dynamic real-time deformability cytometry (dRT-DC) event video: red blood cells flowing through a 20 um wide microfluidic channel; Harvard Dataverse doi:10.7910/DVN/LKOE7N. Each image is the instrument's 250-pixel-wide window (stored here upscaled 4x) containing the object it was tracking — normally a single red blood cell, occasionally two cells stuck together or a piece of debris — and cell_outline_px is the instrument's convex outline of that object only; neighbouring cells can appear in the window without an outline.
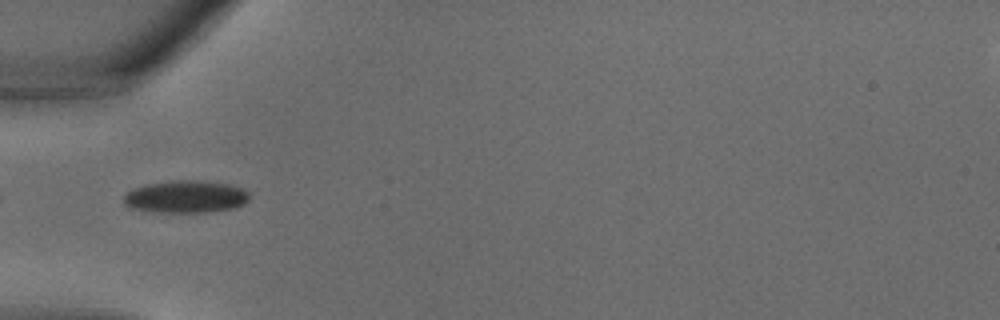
{"species": "common noctule bat (a hibernating species)", "species_latin": "Nyctalus noctula", "temperature_condition": "warm", "stored_images_in_passage": 23, "camera_frame_rate_fps": 3000, "um_per_image_px": 0.085, "animal": {"sex": "male", "body_mass_g": 18.8}, "frame": {"image": 1, "passage_image": 1, "time_ms": 0.0, "image_size_px": [1000, 320], "cell_outline_px": [[248, 200], [244, 204], [236, 208], [208, 212], [152, 212], [128, 208], [124, 204], [124, 196], [132, 188], [144, 184], [172, 180], [196, 180], [228, 184], [244, 188], [248, 192]], "centroid_in_image_um": [15.76, 16.72], "position_along_channel_um": 69.2, "area_um2": 24.04}}
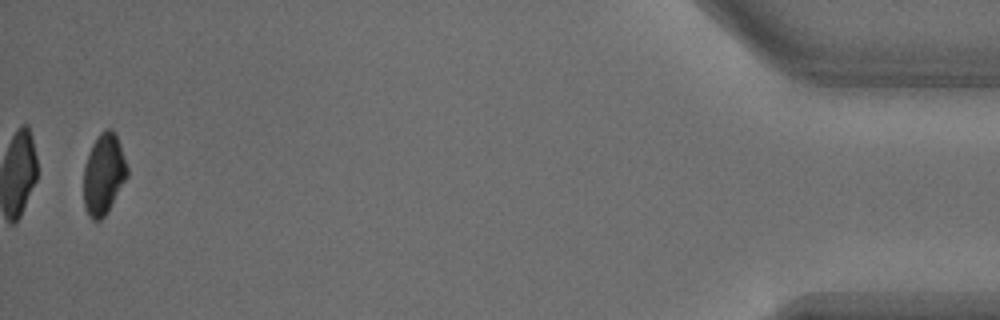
{"frame": {"image": 2, "passage_image": 23, "time_ms": 7.333, "image_size_px": [1000, 320], "cell_outline_px": [[128, 176], [108, 212], [100, 220], [92, 220], [88, 216], [84, 204], [84, 168], [92, 144], [100, 132], [108, 128], [112, 128], [116, 132], [128, 168]], "centroid_in_image_um": [8.83, 14.8], "position_along_channel_um": 426.4, "area_um2": 20.63}}